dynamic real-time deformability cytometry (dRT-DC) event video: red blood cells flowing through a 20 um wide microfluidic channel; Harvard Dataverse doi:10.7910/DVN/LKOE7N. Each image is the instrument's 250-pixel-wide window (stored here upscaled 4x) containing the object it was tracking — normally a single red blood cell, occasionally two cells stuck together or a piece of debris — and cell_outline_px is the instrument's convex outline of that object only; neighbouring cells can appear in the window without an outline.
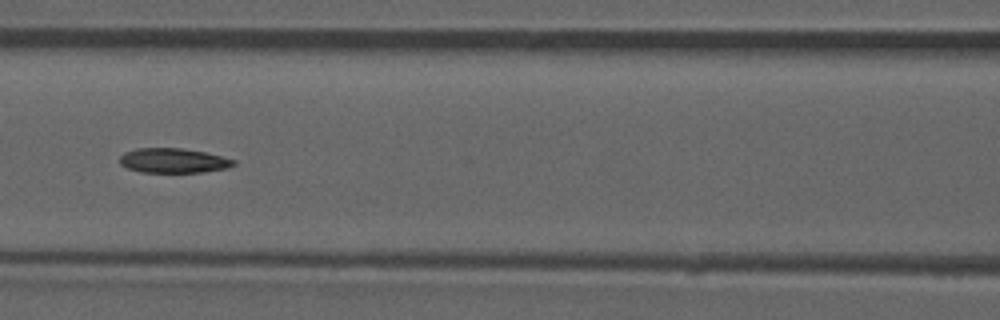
{"species": "common noctule bat (a hibernating species)", "species_latin": "Nyctalus noctula", "temperature_condition": "room temperature", "stored_images_in_passage": 52, "camera_frame_rate_fps": 3000, "um_per_image_px": 0.085, "animal": {"sex": "male", "forearm_length_mm": 52.5}, "frame": {"image": 1, "passage_image": 23, "time_ms": 7.333, "image_size_px": [1000, 320], "cell_outline_px": [[236, 164], [228, 168], [204, 172], [140, 172], [128, 168], [120, 164], [120, 156], [124, 152], [136, 148], [180, 148], [204, 152], [236, 160]], "centroid_in_image_um": [14.73, 13.65], "position_along_channel_um": 151.9, "area_um2": 16.36}}